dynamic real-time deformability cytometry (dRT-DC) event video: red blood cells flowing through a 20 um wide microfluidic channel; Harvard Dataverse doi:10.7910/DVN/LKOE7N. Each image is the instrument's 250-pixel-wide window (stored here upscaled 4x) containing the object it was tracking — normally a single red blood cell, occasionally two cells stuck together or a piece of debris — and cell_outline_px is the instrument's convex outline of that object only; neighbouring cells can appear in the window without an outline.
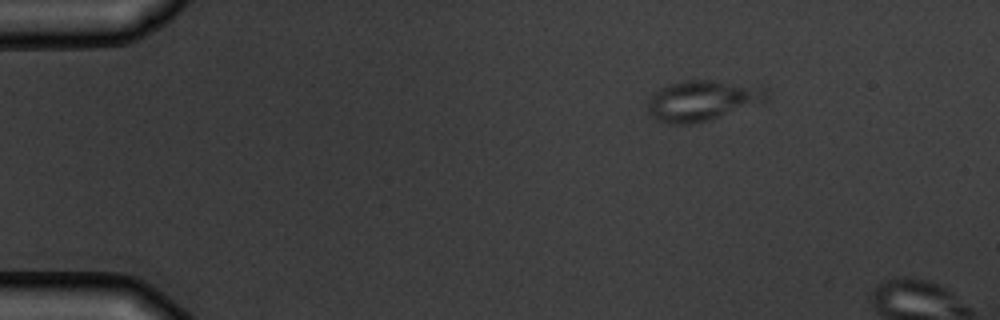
{"species": "common noctule bat (a hibernating species)", "species_latin": "Nyctalus noctula", "temperature_condition": "warm", "stored_images_in_passage": 5, "camera_frame_rate_fps": 3000, "um_per_image_px": 0.085, "animal": {"sex": "male", "body_mass_g": 19.5, "forearm_length_mm": 54.6}, "frame": {"image": 1, "passage_image": 5, "time_ms": 4.333, "image_size_px": [1000, 320], "cell_outline_px": [[768, 96], [764, 104], [708, 120], [692, 124], [668, 124], [656, 120], [652, 116], [648, 108], [648, 100], [652, 92], [668, 84], [688, 80], [716, 80], [768, 88]], "centroid_in_image_um": [59.73, 8.55], "position_along_channel_um": 25.3, "area_um2": 28.5}}